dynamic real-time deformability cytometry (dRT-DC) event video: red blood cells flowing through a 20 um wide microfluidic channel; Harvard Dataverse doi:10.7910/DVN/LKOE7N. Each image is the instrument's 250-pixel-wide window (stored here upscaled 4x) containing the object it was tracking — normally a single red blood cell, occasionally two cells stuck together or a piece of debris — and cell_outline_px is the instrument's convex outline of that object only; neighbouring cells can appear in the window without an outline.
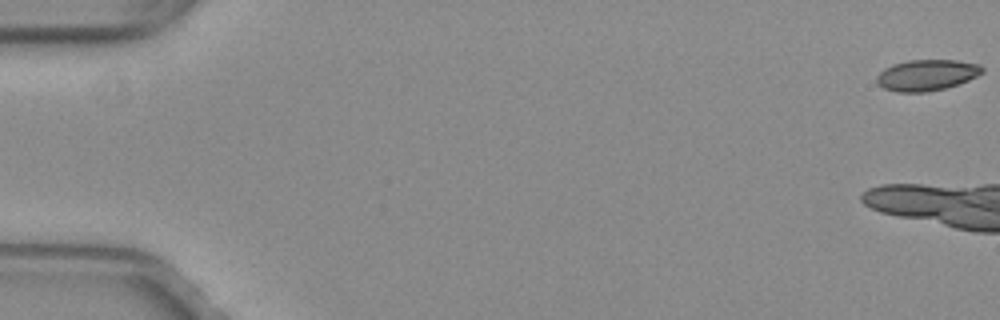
{"species": "common noctule bat (a hibernating species)", "species_latin": "Nyctalus noctula", "temperature_condition": "warm", "stored_images_in_passage": 5, "camera_frame_rate_fps": 3000, "um_per_image_px": 0.085, "animal": {"sex": "female", "body_mass_g": 29.2, "forearm_length_mm": 56.3}, "frame": {"image": 1, "passage_image": 1, "time_ms": 0.0, "image_size_px": [1000, 320], "cell_outline_px": [[984, 72], [968, 80], [944, 88], [924, 92], [896, 92], [884, 88], [876, 84], [876, 76], [884, 68], [892, 64], [908, 60], [956, 60], [980, 64], [984, 68]], "centroid_in_image_um": [78.74, 6.37], "position_along_channel_um": 6.3, "area_um2": 19.13}}